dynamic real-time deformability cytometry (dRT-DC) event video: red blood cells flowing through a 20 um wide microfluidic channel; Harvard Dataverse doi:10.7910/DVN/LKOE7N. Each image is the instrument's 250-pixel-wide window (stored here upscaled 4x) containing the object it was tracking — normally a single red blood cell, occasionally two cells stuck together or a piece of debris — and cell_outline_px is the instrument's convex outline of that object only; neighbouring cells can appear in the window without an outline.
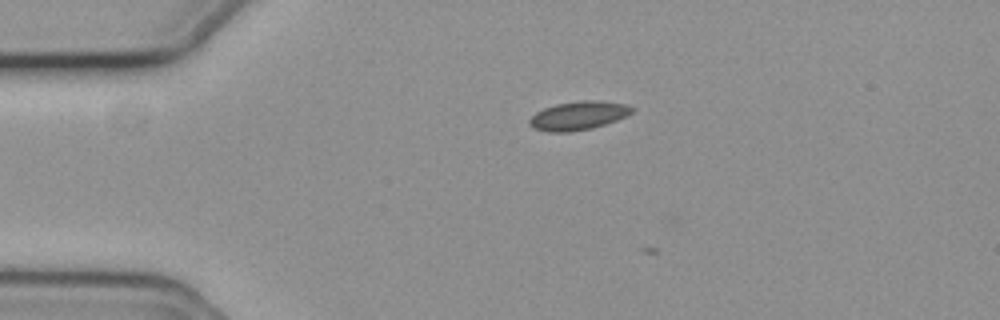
{"species": "common noctule bat (a hibernating species)", "species_latin": "Nyctalus noctula", "temperature_condition": "cold", "stored_images_in_passage": 3, "camera_frame_rate_fps": 3000, "um_per_image_px": 0.085, "animal": {"sex": "female", "body_mass_g": 19.3, "forearm_length_mm": 54.1}, "frame": {"image": 1, "passage_image": 2, "time_ms": 0.333, "image_size_px": [1000, 320], "cell_outline_px": [[636, 108], [628, 116], [592, 128], [572, 132], [548, 132], [532, 128], [528, 124], [528, 120], [536, 112], [544, 108], [556, 104], [580, 100], [596, 100], [628, 104]], "centroid_in_image_um": [49.17, 9.83], "position_along_channel_um": 35.8, "area_um2": 17.34}}